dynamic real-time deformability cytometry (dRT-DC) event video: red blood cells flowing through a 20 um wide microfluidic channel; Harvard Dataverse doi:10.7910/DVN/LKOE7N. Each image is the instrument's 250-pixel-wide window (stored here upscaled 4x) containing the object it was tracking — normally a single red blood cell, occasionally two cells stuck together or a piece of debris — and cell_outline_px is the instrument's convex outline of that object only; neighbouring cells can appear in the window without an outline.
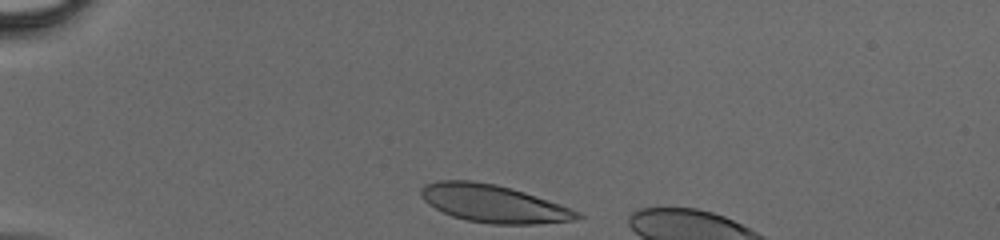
{"species": "human", "species_latin": "Homo sapiens", "temperature_condition": "cold", "stored_images_in_passage": 8, "camera_frame_rate_fps": 3000, "um_per_image_px": 0.085, "donor": {"sex": "male"}, "frame": {"image": 1, "passage_image": 1, "time_ms": 0.0, "image_size_px": [1000, 240], "cell_outline_px": [[584, 216], [572, 220], [536, 224], [492, 224], [468, 220], [452, 216], [428, 204], [420, 196], [420, 188], [424, 184], [440, 180], [472, 180], [496, 184], [512, 188], [560, 204], [580, 212]], "centroid_in_image_um": [41.92, 17.29], "position_along_channel_um": 43.1, "area_um2": 34.22}}
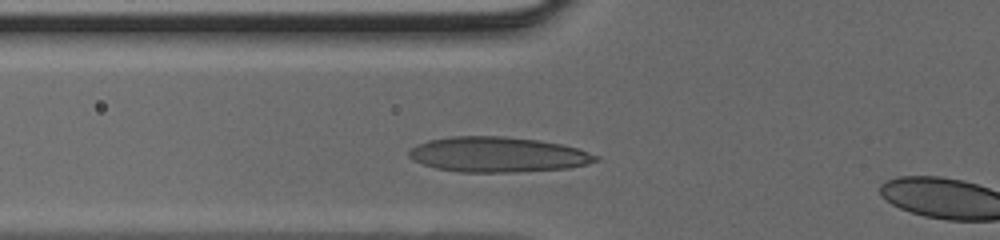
{"frame": {"image": 2, "passage_image": 7, "time_ms": 2.0, "image_size_px": [1000, 240], "cell_outline_px": [[600, 160], [568, 168], [516, 172], [460, 172], [436, 168], [424, 164], [408, 156], [408, 152], [416, 144], [428, 140], [452, 136], [504, 136], [540, 140], [560, 144], [576, 148], [600, 156]], "centroid_in_image_um": [42.31, 13.13], "position_along_channel_um": 83.5, "area_um2": 38.21}}